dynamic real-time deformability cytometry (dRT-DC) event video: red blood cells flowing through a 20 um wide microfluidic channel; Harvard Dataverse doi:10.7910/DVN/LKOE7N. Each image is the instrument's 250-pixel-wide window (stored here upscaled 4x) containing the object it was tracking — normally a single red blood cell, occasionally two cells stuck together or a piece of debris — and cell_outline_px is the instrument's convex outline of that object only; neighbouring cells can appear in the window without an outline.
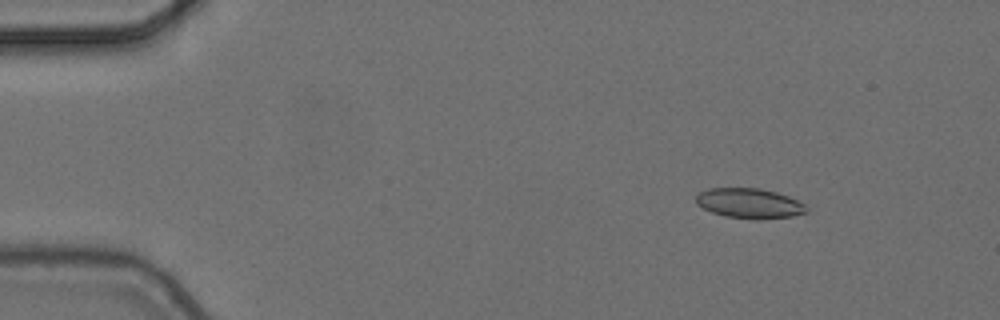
{"species": "common noctule bat (a hibernating species)", "species_latin": "Nyctalus noctula", "temperature_condition": "cold", "stored_images_in_passage": 7, "camera_frame_rate_fps": 3000, "um_per_image_px": 0.085, "animal": {"sex": "female", "body_mass_g": 24.6, "forearm_length_mm": 56.2}, "frame": {"image": 1, "passage_image": 2, "time_ms": 0.333, "image_size_px": [1000, 320], "cell_outline_px": [[808, 212], [792, 216], [760, 220], [756, 220], [724, 216], [712, 212], [696, 204], [696, 196], [700, 192], [708, 188], [760, 188], [776, 192], [788, 196], [804, 204], [808, 208]], "centroid_in_image_um": [63.7, 17.29], "position_along_channel_um": 21.3, "area_um2": 19.42}}
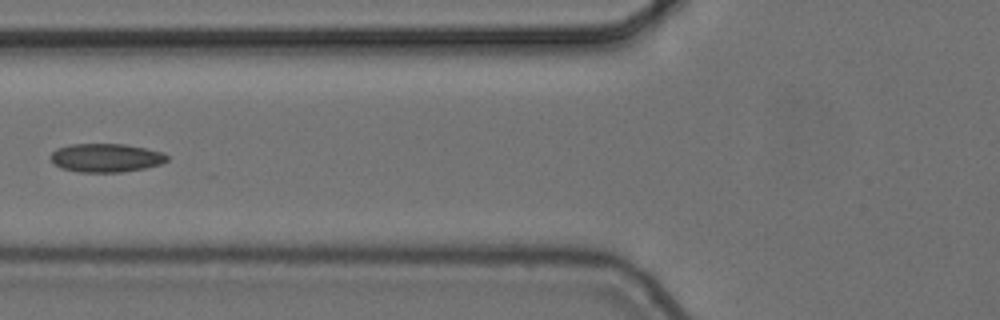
{"frame": {"image": 2, "passage_image": 6, "time_ms": 1.667, "image_size_px": [1000, 320], "cell_outline_px": [[168, 160], [160, 164], [144, 168], [120, 172], [80, 172], [60, 168], [48, 156], [56, 148], [72, 144], [124, 144], [164, 152], [168, 156]], "centroid_in_image_um": [8.99, 13.41], "position_along_channel_um": 116.8, "area_um2": 19.36}}
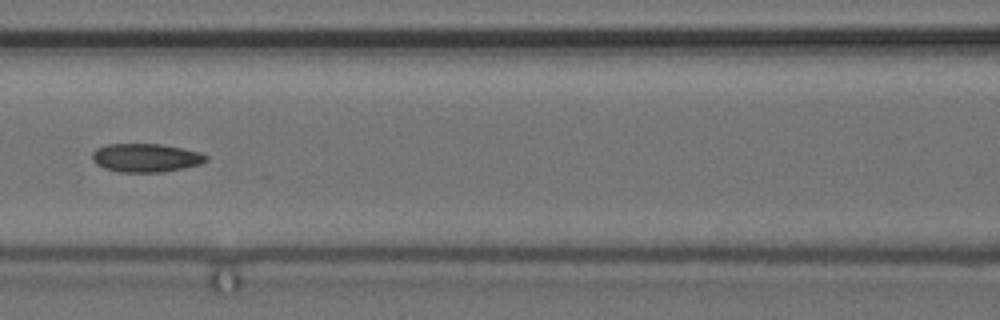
{"frame": {"image": 3, "passage_image": 7, "time_ms": 2.0, "image_size_px": [1000, 320], "cell_outline_px": [[208, 160], [200, 164], [184, 168], [164, 172], [116, 172], [104, 168], [96, 164], [92, 160], [92, 152], [96, 148], [108, 144], [160, 144], [200, 152], [208, 156]], "centroid_in_image_um": [12.38, 13.42], "position_along_channel_um": 154.2, "area_um2": 19.02}}